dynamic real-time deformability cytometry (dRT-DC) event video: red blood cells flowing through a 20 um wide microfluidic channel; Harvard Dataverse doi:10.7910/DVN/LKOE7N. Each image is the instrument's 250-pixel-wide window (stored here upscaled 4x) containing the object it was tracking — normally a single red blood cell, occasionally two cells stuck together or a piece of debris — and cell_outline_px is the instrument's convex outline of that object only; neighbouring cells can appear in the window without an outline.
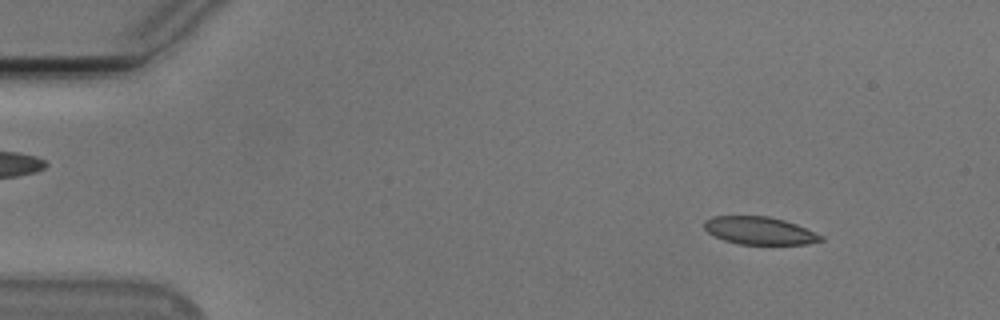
{"species": "Egyptian fruit bat (a non-hibernating species)", "species_latin": "Rousettus aegyptiacus", "temperature_condition": "cold", "stored_images_in_passage": 55, "camera_frame_rate_fps": 3000, "um_per_image_px": 0.085, "animal": {"sex": "male"}, "frame": {"image": 1, "passage_image": 7, "time_ms": 2.0, "image_size_px": [1000, 320], "cell_outline_px": [[824, 240], [808, 244], [736, 244], [724, 240], [708, 232], [704, 228], [704, 220], [712, 216], [768, 216], [784, 220], [796, 224], [824, 236]], "centroid_in_image_um": [64.56, 19.6], "position_along_channel_um": 20.4, "area_um2": 18.84}}
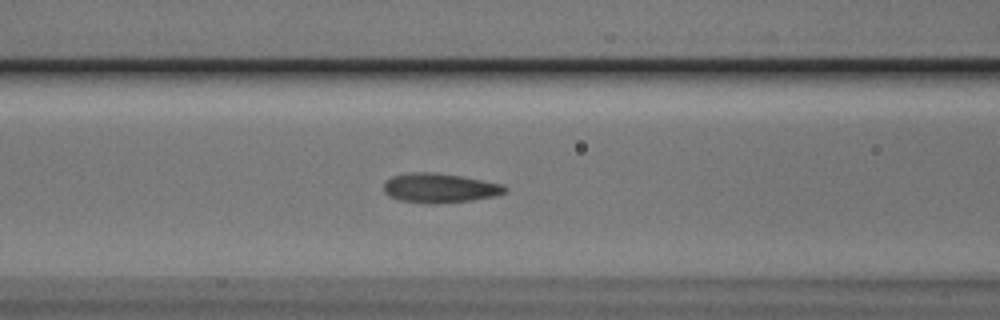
{"frame": {"image": 2, "passage_image": 23, "time_ms": 7.333, "image_size_px": [1000, 320], "cell_outline_px": [[508, 192], [496, 196], [472, 200], [436, 204], [400, 200], [388, 196], [384, 192], [384, 180], [392, 176], [412, 172], [436, 172], [464, 176], [500, 184], [508, 188]], "centroid_in_image_um": [37.37, 15.97], "position_along_channel_um": 129.2, "area_um2": 20.98}}
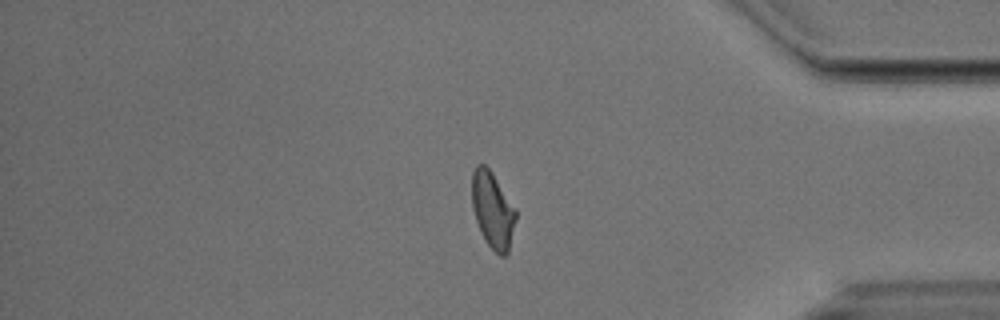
{"frame": {"image": 3, "passage_image": 46, "time_ms": 15.0, "image_size_px": [1000, 320], "cell_outline_px": [[516, 220], [508, 252], [504, 256], [500, 256], [484, 240], [480, 232], [472, 208], [472, 172], [476, 164], [484, 164], [488, 168], [516, 208]], "centroid_in_image_um": [41.87, 17.86], "position_along_channel_um": 393.3, "area_um2": 19.42}, "authors_computed_cell_mechanics": {"area_um2": 20.0566, "velocity_mm_per_s": 3.7726, "shape_relaxation_time_tau1_ms": 5.6749, "shape_relaxation_time_tau2_ms": 1.6386, "deformation_change_tau1": 0.151, "deformation_change_tau2": 0.0712}}